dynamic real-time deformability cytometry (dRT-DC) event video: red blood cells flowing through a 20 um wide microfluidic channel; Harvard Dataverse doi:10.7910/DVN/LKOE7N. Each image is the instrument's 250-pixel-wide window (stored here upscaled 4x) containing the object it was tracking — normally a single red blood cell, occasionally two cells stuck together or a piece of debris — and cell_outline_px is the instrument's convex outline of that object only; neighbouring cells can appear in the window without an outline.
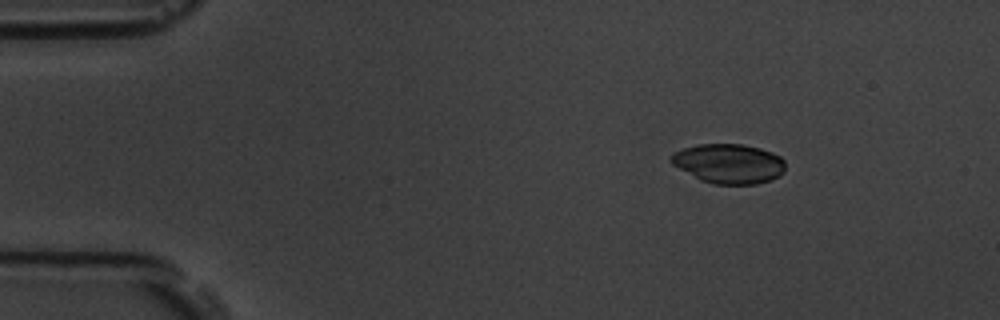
{"species": "common noctule bat (a hibernating species)", "species_latin": "Nyctalus noctula", "temperature_condition": "room temperature", "stored_images_in_passage": 4, "camera_frame_rate_fps": 3000, "um_per_image_px": 0.085, "animal": {"sex": "male", "body_mass_g": 19.5, "forearm_length_mm": 54.6}, "frame": {"image": 1, "passage_image": 2, "time_ms": 1.0, "image_size_px": [1000, 320], "cell_outline_px": [[784, 172], [780, 176], [772, 180], [756, 184], [716, 184], [700, 180], [672, 164], [668, 160], [668, 156], [672, 152], [696, 144], [744, 144], [760, 148], [772, 152], [780, 156], [784, 160]], "centroid_in_image_um": [61.94, 13.9], "position_along_channel_um": 23.1, "area_um2": 26.65}}